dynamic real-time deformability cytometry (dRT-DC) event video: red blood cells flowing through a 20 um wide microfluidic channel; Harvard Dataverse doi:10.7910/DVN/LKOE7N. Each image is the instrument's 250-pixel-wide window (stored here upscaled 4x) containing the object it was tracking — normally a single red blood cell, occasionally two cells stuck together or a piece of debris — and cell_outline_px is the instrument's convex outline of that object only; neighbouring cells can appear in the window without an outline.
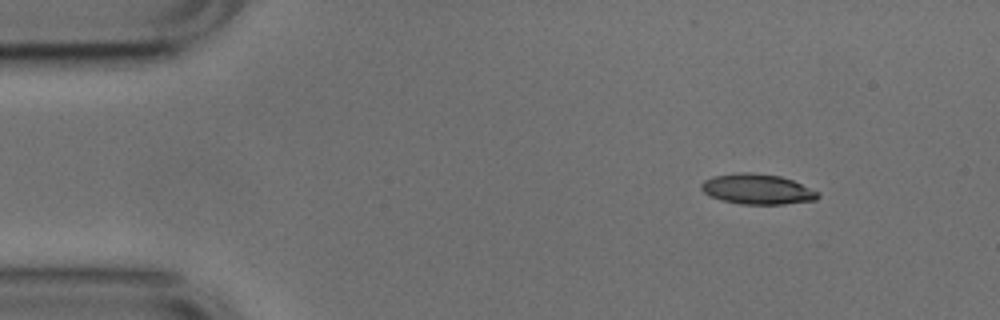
{"species": "common noctule bat (a hibernating species)", "species_latin": "Nyctalus noctula", "temperature_condition": "cold", "stored_images_in_passage": 7, "camera_frame_rate_fps": 3000, "um_per_image_px": 0.085, "animal": {"sex": "male", "body_mass_g": 17.9, "forearm_length_mm": 54.2}, "frame": {"image": 1, "passage_image": 1, "time_ms": 0.0, "image_size_px": [1000, 320], "cell_outline_px": [[820, 196], [816, 200], [784, 204], [740, 204], [720, 200], [704, 192], [700, 188], [700, 184], [704, 180], [712, 176], [736, 172], [752, 172], [780, 176], [792, 180], [820, 192]], "centroid_in_image_um": [64.36, 16.07], "position_along_channel_um": 20.6, "area_um2": 20.75}}